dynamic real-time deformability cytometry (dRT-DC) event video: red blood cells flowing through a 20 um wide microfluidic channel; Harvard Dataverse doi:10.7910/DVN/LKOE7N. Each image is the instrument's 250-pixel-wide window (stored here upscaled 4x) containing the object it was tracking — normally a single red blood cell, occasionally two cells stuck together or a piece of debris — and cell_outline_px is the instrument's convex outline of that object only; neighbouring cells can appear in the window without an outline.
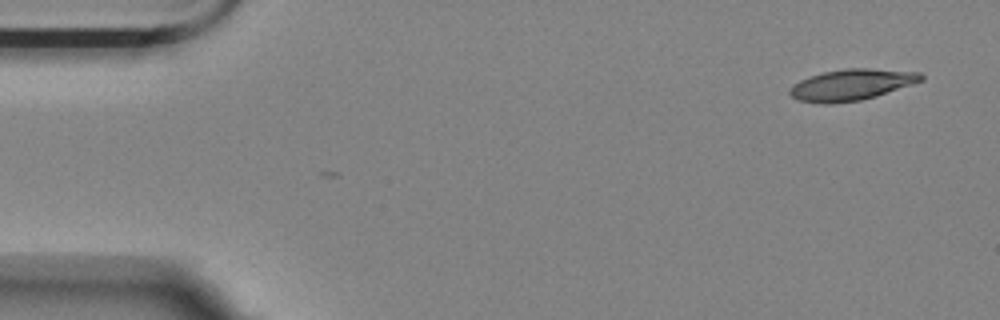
{"species": "Egyptian fruit bat (a non-hibernating species)", "species_latin": "Rousettus aegyptiacus", "temperature_condition": "room temperature", "stored_images_in_passage": 2, "camera_frame_rate_fps": 3000, "um_per_image_px": 0.085, "animal": {"sex": "female"}, "frame": {"image": 1, "passage_image": 1, "time_ms": 0.0, "image_size_px": [1000, 320], "cell_outline_px": [[924, 80], [876, 96], [860, 100], [828, 104], [824, 104], [800, 100], [792, 96], [788, 92], [792, 84], [808, 76], [824, 72], [844, 68], [868, 68], [920, 72], [924, 76]], "centroid_in_image_um": [72.37, 7.19], "position_along_channel_um": 12.6, "area_um2": 23.81}}
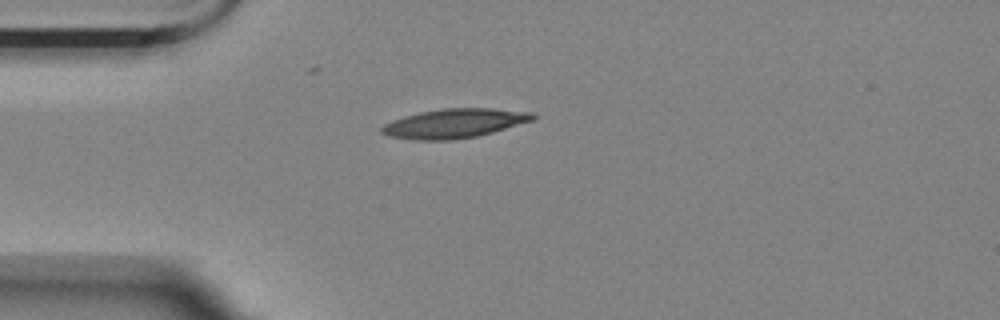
{"frame": {"image": 2, "passage_image": 2, "time_ms": 0.333, "image_size_px": [1000, 320], "cell_outline_px": [[536, 116], [532, 120], [492, 132], [476, 136], [452, 140], [416, 140], [388, 136], [380, 132], [380, 128], [384, 124], [392, 120], [404, 116], [420, 112], [440, 108], [492, 108], [536, 112]], "centroid_in_image_um": [38.6, 10.48], "position_along_channel_um": 46.4, "area_um2": 25.78}}